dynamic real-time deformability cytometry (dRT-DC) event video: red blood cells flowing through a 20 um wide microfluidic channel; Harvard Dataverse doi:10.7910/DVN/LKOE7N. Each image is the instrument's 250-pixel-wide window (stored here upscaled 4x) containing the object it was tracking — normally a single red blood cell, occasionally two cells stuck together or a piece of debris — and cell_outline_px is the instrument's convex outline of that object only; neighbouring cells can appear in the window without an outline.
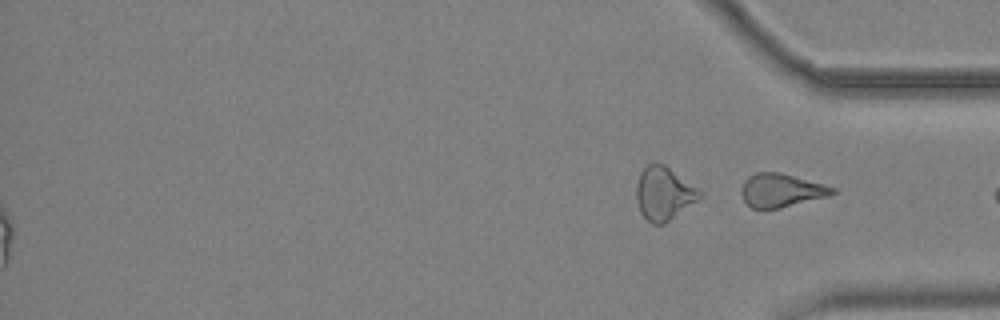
{"species": "common noctule bat (a hibernating species)", "species_latin": "Nyctalus noctula", "temperature_condition": "cold", "stored_images_in_passage": 58, "segment_of_instrument_passage": [2, 2], "camera_frame_rate_fps": 3000, "um_per_image_px": 0.085, "animal": {"sex": "male", "body_mass_g": 19.2, "forearm_length_mm": 51.8}, "frame": {"image": 1, "passage_image": 58, "time_ms": 19.0, "image_size_px": [1000, 320], "cell_outline_px": [[836, 192], [828, 196], [780, 208], [752, 208], [744, 200], [740, 192], [744, 180], [748, 176], [756, 172], [780, 172], [824, 184], [836, 188]], "centroid_in_image_um": [66.39, 16.17], "position_along_channel_um": 368.8, "area_um2": 17.69}}